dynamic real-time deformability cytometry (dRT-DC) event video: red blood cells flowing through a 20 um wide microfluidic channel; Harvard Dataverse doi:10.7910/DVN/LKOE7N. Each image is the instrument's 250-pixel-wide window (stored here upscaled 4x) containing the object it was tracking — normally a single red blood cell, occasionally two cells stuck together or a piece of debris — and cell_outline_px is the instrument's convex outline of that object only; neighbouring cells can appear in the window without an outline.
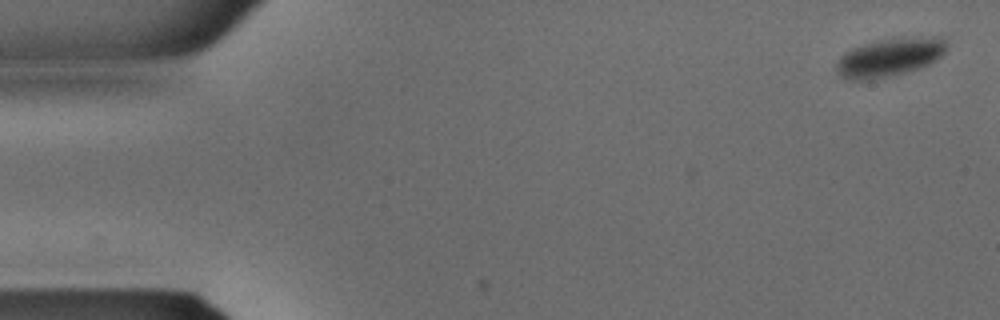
{"species": "common noctule bat (a hibernating species)", "species_latin": "Nyctalus noctula", "temperature_condition": "warm", "stored_images_in_passage": 6, "camera_frame_rate_fps": 3000, "um_per_image_px": 0.085, "animal": {"sex": "male", "body_mass_g": 15.6}, "frame": {"image": 1, "passage_image": 1, "time_ms": 0.0, "image_size_px": [1000, 320], "cell_outline_px": [[948, 48], [936, 60], [920, 68], [908, 72], [872, 80], [852, 80], [840, 76], [836, 72], [836, 64], [840, 56], [844, 52], [852, 48], [864, 44], [880, 40], [932, 36], [940, 36], [948, 44]], "centroid_in_image_um": [75.61, 4.88], "position_along_channel_um": 9.4, "area_um2": 24.68}}